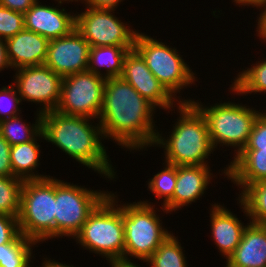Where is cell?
I'll return each mask as SVG.
<instances>
[{
    "label": "cell",
    "mask_w": 266,
    "mask_h": 267,
    "mask_svg": "<svg viewBox=\"0 0 266 267\" xmlns=\"http://www.w3.org/2000/svg\"><path fill=\"white\" fill-rule=\"evenodd\" d=\"M155 110L121 76L106 79L98 118L104 139L115 140L117 145L130 151L152 147L158 133L153 120Z\"/></svg>",
    "instance_id": "1"
},
{
    "label": "cell",
    "mask_w": 266,
    "mask_h": 267,
    "mask_svg": "<svg viewBox=\"0 0 266 267\" xmlns=\"http://www.w3.org/2000/svg\"><path fill=\"white\" fill-rule=\"evenodd\" d=\"M94 119L59 113L56 110L42 114V132L47 142L60 148L66 155L113 180L116 172L102 144L104 137L100 123ZM110 160V161H109Z\"/></svg>",
    "instance_id": "2"
},
{
    "label": "cell",
    "mask_w": 266,
    "mask_h": 267,
    "mask_svg": "<svg viewBox=\"0 0 266 267\" xmlns=\"http://www.w3.org/2000/svg\"><path fill=\"white\" fill-rule=\"evenodd\" d=\"M179 118L169 137L158 131L153 147L164 148L166 163L176 166L208 165L213 147L204 115L193 103H176ZM207 162V163H206Z\"/></svg>",
    "instance_id": "3"
},
{
    "label": "cell",
    "mask_w": 266,
    "mask_h": 267,
    "mask_svg": "<svg viewBox=\"0 0 266 267\" xmlns=\"http://www.w3.org/2000/svg\"><path fill=\"white\" fill-rule=\"evenodd\" d=\"M74 239L83 249L106 257L108 262L124 260V223L117 195L109 193Z\"/></svg>",
    "instance_id": "4"
},
{
    "label": "cell",
    "mask_w": 266,
    "mask_h": 267,
    "mask_svg": "<svg viewBox=\"0 0 266 267\" xmlns=\"http://www.w3.org/2000/svg\"><path fill=\"white\" fill-rule=\"evenodd\" d=\"M55 177L25 180L17 217L20 233L38 243L55 238Z\"/></svg>",
    "instance_id": "5"
},
{
    "label": "cell",
    "mask_w": 266,
    "mask_h": 267,
    "mask_svg": "<svg viewBox=\"0 0 266 267\" xmlns=\"http://www.w3.org/2000/svg\"><path fill=\"white\" fill-rule=\"evenodd\" d=\"M192 103L206 119L213 147L218 148L219 144V147L232 146L231 148L235 149L234 157L246 146L254 123L261 113L253 107L230 101L209 105L210 107L194 100Z\"/></svg>",
    "instance_id": "6"
},
{
    "label": "cell",
    "mask_w": 266,
    "mask_h": 267,
    "mask_svg": "<svg viewBox=\"0 0 266 267\" xmlns=\"http://www.w3.org/2000/svg\"><path fill=\"white\" fill-rule=\"evenodd\" d=\"M154 207L155 203L153 205L147 200L121 204L125 238L124 261H131L130 258L135 257L146 262L171 234L164 229Z\"/></svg>",
    "instance_id": "7"
},
{
    "label": "cell",
    "mask_w": 266,
    "mask_h": 267,
    "mask_svg": "<svg viewBox=\"0 0 266 267\" xmlns=\"http://www.w3.org/2000/svg\"><path fill=\"white\" fill-rule=\"evenodd\" d=\"M134 49L145 60L149 70L166 90L175 99H178L179 103H192L193 99L185 100L176 95L180 94L184 87L187 88L194 84L197 78L180 53L178 54L176 48L169 47L156 38L153 39L145 33L138 32Z\"/></svg>",
    "instance_id": "8"
},
{
    "label": "cell",
    "mask_w": 266,
    "mask_h": 267,
    "mask_svg": "<svg viewBox=\"0 0 266 267\" xmlns=\"http://www.w3.org/2000/svg\"><path fill=\"white\" fill-rule=\"evenodd\" d=\"M109 193L55 178V238H74L88 216Z\"/></svg>",
    "instance_id": "9"
},
{
    "label": "cell",
    "mask_w": 266,
    "mask_h": 267,
    "mask_svg": "<svg viewBox=\"0 0 266 267\" xmlns=\"http://www.w3.org/2000/svg\"><path fill=\"white\" fill-rule=\"evenodd\" d=\"M106 79L90 71L62 77L59 113L98 119L104 97Z\"/></svg>",
    "instance_id": "10"
},
{
    "label": "cell",
    "mask_w": 266,
    "mask_h": 267,
    "mask_svg": "<svg viewBox=\"0 0 266 267\" xmlns=\"http://www.w3.org/2000/svg\"><path fill=\"white\" fill-rule=\"evenodd\" d=\"M115 10L86 7L84 12L76 13L75 29L89 43L90 47L122 46L134 48L139 31L127 26L115 16Z\"/></svg>",
    "instance_id": "11"
},
{
    "label": "cell",
    "mask_w": 266,
    "mask_h": 267,
    "mask_svg": "<svg viewBox=\"0 0 266 267\" xmlns=\"http://www.w3.org/2000/svg\"><path fill=\"white\" fill-rule=\"evenodd\" d=\"M14 83L22 101L43 105L39 113L53 111L60 101L62 77L46 65L16 69Z\"/></svg>",
    "instance_id": "12"
},
{
    "label": "cell",
    "mask_w": 266,
    "mask_h": 267,
    "mask_svg": "<svg viewBox=\"0 0 266 267\" xmlns=\"http://www.w3.org/2000/svg\"><path fill=\"white\" fill-rule=\"evenodd\" d=\"M90 45L74 29L70 34L49 40L44 65L61 77L87 71Z\"/></svg>",
    "instance_id": "13"
},
{
    "label": "cell",
    "mask_w": 266,
    "mask_h": 267,
    "mask_svg": "<svg viewBox=\"0 0 266 267\" xmlns=\"http://www.w3.org/2000/svg\"><path fill=\"white\" fill-rule=\"evenodd\" d=\"M121 77L155 108L173 111V104L179 103L149 70L145 60L135 49L126 54Z\"/></svg>",
    "instance_id": "14"
},
{
    "label": "cell",
    "mask_w": 266,
    "mask_h": 267,
    "mask_svg": "<svg viewBox=\"0 0 266 267\" xmlns=\"http://www.w3.org/2000/svg\"><path fill=\"white\" fill-rule=\"evenodd\" d=\"M37 0L32 7L24 13V28L52 40L70 34L76 27V14L59 9L58 2L55 7L42 5ZM72 14V15H71Z\"/></svg>",
    "instance_id": "15"
},
{
    "label": "cell",
    "mask_w": 266,
    "mask_h": 267,
    "mask_svg": "<svg viewBox=\"0 0 266 267\" xmlns=\"http://www.w3.org/2000/svg\"><path fill=\"white\" fill-rule=\"evenodd\" d=\"M209 165L177 166V179L172 199L163 207L167 213L178 211L201 198L211 183ZM212 175V176H211Z\"/></svg>",
    "instance_id": "16"
},
{
    "label": "cell",
    "mask_w": 266,
    "mask_h": 267,
    "mask_svg": "<svg viewBox=\"0 0 266 267\" xmlns=\"http://www.w3.org/2000/svg\"><path fill=\"white\" fill-rule=\"evenodd\" d=\"M6 57L11 69L44 65L49 40L40 34L23 29L5 40Z\"/></svg>",
    "instance_id": "17"
},
{
    "label": "cell",
    "mask_w": 266,
    "mask_h": 267,
    "mask_svg": "<svg viewBox=\"0 0 266 267\" xmlns=\"http://www.w3.org/2000/svg\"><path fill=\"white\" fill-rule=\"evenodd\" d=\"M211 235L220 253L227 259L238 247L247 225L227 207L214 203L210 209Z\"/></svg>",
    "instance_id": "18"
},
{
    "label": "cell",
    "mask_w": 266,
    "mask_h": 267,
    "mask_svg": "<svg viewBox=\"0 0 266 267\" xmlns=\"http://www.w3.org/2000/svg\"><path fill=\"white\" fill-rule=\"evenodd\" d=\"M233 158L222 175L225 174L242 191L250 184L266 180V148H243Z\"/></svg>",
    "instance_id": "19"
},
{
    "label": "cell",
    "mask_w": 266,
    "mask_h": 267,
    "mask_svg": "<svg viewBox=\"0 0 266 267\" xmlns=\"http://www.w3.org/2000/svg\"><path fill=\"white\" fill-rule=\"evenodd\" d=\"M247 224L225 267H266V224Z\"/></svg>",
    "instance_id": "20"
},
{
    "label": "cell",
    "mask_w": 266,
    "mask_h": 267,
    "mask_svg": "<svg viewBox=\"0 0 266 267\" xmlns=\"http://www.w3.org/2000/svg\"><path fill=\"white\" fill-rule=\"evenodd\" d=\"M45 139L41 131L32 141L11 146L10 162L13 177L25 180H35L49 177V175H39L35 169L40 165V145L37 139ZM35 171V172H33Z\"/></svg>",
    "instance_id": "21"
},
{
    "label": "cell",
    "mask_w": 266,
    "mask_h": 267,
    "mask_svg": "<svg viewBox=\"0 0 266 267\" xmlns=\"http://www.w3.org/2000/svg\"><path fill=\"white\" fill-rule=\"evenodd\" d=\"M134 48L122 46L90 47L88 71L104 79L120 77L123 72V61L126 54ZM101 67L105 69L102 73Z\"/></svg>",
    "instance_id": "22"
},
{
    "label": "cell",
    "mask_w": 266,
    "mask_h": 267,
    "mask_svg": "<svg viewBox=\"0 0 266 267\" xmlns=\"http://www.w3.org/2000/svg\"><path fill=\"white\" fill-rule=\"evenodd\" d=\"M240 192L236 200L249 221L266 224V180L250 184Z\"/></svg>",
    "instance_id": "23"
},
{
    "label": "cell",
    "mask_w": 266,
    "mask_h": 267,
    "mask_svg": "<svg viewBox=\"0 0 266 267\" xmlns=\"http://www.w3.org/2000/svg\"><path fill=\"white\" fill-rule=\"evenodd\" d=\"M36 121L31 125L17 115L0 121V134L11 145L32 141L42 131V114L37 109Z\"/></svg>",
    "instance_id": "24"
},
{
    "label": "cell",
    "mask_w": 266,
    "mask_h": 267,
    "mask_svg": "<svg viewBox=\"0 0 266 267\" xmlns=\"http://www.w3.org/2000/svg\"><path fill=\"white\" fill-rule=\"evenodd\" d=\"M37 243L20 233L11 243L0 245V267H31L32 247Z\"/></svg>",
    "instance_id": "25"
},
{
    "label": "cell",
    "mask_w": 266,
    "mask_h": 267,
    "mask_svg": "<svg viewBox=\"0 0 266 267\" xmlns=\"http://www.w3.org/2000/svg\"><path fill=\"white\" fill-rule=\"evenodd\" d=\"M266 59V58H265ZM258 61L250 68L239 72L230 88L232 93L238 95H248L265 93L266 94V60Z\"/></svg>",
    "instance_id": "26"
},
{
    "label": "cell",
    "mask_w": 266,
    "mask_h": 267,
    "mask_svg": "<svg viewBox=\"0 0 266 267\" xmlns=\"http://www.w3.org/2000/svg\"><path fill=\"white\" fill-rule=\"evenodd\" d=\"M183 248L178 238L171 233L146 263L151 267H188Z\"/></svg>",
    "instance_id": "27"
},
{
    "label": "cell",
    "mask_w": 266,
    "mask_h": 267,
    "mask_svg": "<svg viewBox=\"0 0 266 267\" xmlns=\"http://www.w3.org/2000/svg\"><path fill=\"white\" fill-rule=\"evenodd\" d=\"M163 170L153 175L148 181V189L158 198H162L163 205L160 207L163 212L167 211L163 208L173 197L177 179V166L164 162Z\"/></svg>",
    "instance_id": "28"
},
{
    "label": "cell",
    "mask_w": 266,
    "mask_h": 267,
    "mask_svg": "<svg viewBox=\"0 0 266 267\" xmlns=\"http://www.w3.org/2000/svg\"><path fill=\"white\" fill-rule=\"evenodd\" d=\"M23 180L17 177H0V214L18 217Z\"/></svg>",
    "instance_id": "29"
},
{
    "label": "cell",
    "mask_w": 266,
    "mask_h": 267,
    "mask_svg": "<svg viewBox=\"0 0 266 267\" xmlns=\"http://www.w3.org/2000/svg\"><path fill=\"white\" fill-rule=\"evenodd\" d=\"M24 29V14L0 5V38L8 39Z\"/></svg>",
    "instance_id": "30"
},
{
    "label": "cell",
    "mask_w": 266,
    "mask_h": 267,
    "mask_svg": "<svg viewBox=\"0 0 266 267\" xmlns=\"http://www.w3.org/2000/svg\"><path fill=\"white\" fill-rule=\"evenodd\" d=\"M20 96L15 85L0 88V121L20 115Z\"/></svg>",
    "instance_id": "31"
},
{
    "label": "cell",
    "mask_w": 266,
    "mask_h": 267,
    "mask_svg": "<svg viewBox=\"0 0 266 267\" xmlns=\"http://www.w3.org/2000/svg\"><path fill=\"white\" fill-rule=\"evenodd\" d=\"M244 148H266V112L262 111L252 128L248 142Z\"/></svg>",
    "instance_id": "32"
},
{
    "label": "cell",
    "mask_w": 266,
    "mask_h": 267,
    "mask_svg": "<svg viewBox=\"0 0 266 267\" xmlns=\"http://www.w3.org/2000/svg\"><path fill=\"white\" fill-rule=\"evenodd\" d=\"M19 234L17 217L0 214V245L11 243Z\"/></svg>",
    "instance_id": "33"
},
{
    "label": "cell",
    "mask_w": 266,
    "mask_h": 267,
    "mask_svg": "<svg viewBox=\"0 0 266 267\" xmlns=\"http://www.w3.org/2000/svg\"><path fill=\"white\" fill-rule=\"evenodd\" d=\"M10 149L11 145L0 134V177L13 176Z\"/></svg>",
    "instance_id": "34"
},
{
    "label": "cell",
    "mask_w": 266,
    "mask_h": 267,
    "mask_svg": "<svg viewBox=\"0 0 266 267\" xmlns=\"http://www.w3.org/2000/svg\"><path fill=\"white\" fill-rule=\"evenodd\" d=\"M36 1L37 0H0V5L24 14Z\"/></svg>",
    "instance_id": "35"
},
{
    "label": "cell",
    "mask_w": 266,
    "mask_h": 267,
    "mask_svg": "<svg viewBox=\"0 0 266 267\" xmlns=\"http://www.w3.org/2000/svg\"><path fill=\"white\" fill-rule=\"evenodd\" d=\"M121 1L123 0H82V3L93 9L116 10Z\"/></svg>",
    "instance_id": "36"
},
{
    "label": "cell",
    "mask_w": 266,
    "mask_h": 267,
    "mask_svg": "<svg viewBox=\"0 0 266 267\" xmlns=\"http://www.w3.org/2000/svg\"><path fill=\"white\" fill-rule=\"evenodd\" d=\"M261 14H259L260 16H258L257 20H258V26H256L257 28V36L260 37V39L262 38L263 41L265 42L266 41V7L260 11Z\"/></svg>",
    "instance_id": "37"
},
{
    "label": "cell",
    "mask_w": 266,
    "mask_h": 267,
    "mask_svg": "<svg viewBox=\"0 0 266 267\" xmlns=\"http://www.w3.org/2000/svg\"><path fill=\"white\" fill-rule=\"evenodd\" d=\"M239 7L241 5L245 6H251V7H257L256 9H259V11L263 10L266 7V0H233Z\"/></svg>",
    "instance_id": "38"
},
{
    "label": "cell",
    "mask_w": 266,
    "mask_h": 267,
    "mask_svg": "<svg viewBox=\"0 0 266 267\" xmlns=\"http://www.w3.org/2000/svg\"><path fill=\"white\" fill-rule=\"evenodd\" d=\"M9 63L6 57V43L4 39L0 38V72L5 70L4 68L8 69Z\"/></svg>",
    "instance_id": "39"
},
{
    "label": "cell",
    "mask_w": 266,
    "mask_h": 267,
    "mask_svg": "<svg viewBox=\"0 0 266 267\" xmlns=\"http://www.w3.org/2000/svg\"><path fill=\"white\" fill-rule=\"evenodd\" d=\"M111 267H141L140 264L133 263L131 261H124V260H119V261H113L109 262Z\"/></svg>",
    "instance_id": "40"
},
{
    "label": "cell",
    "mask_w": 266,
    "mask_h": 267,
    "mask_svg": "<svg viewBox=\"0 0 266 267\" xmlns=\"http://www.w3.org/2000/svg\"><path fill=\"white\" fill-rule=\"evenodd\" d=\"M45 261L42 263V267H74L73 265H66L60 262H57L56 260H51L48 259L47 257L45 258Z\"/></svg>",
    "instance_id": "41"
},
{
    "label": "cell",
    "mask_w": 266,
    "mask_h": 267,
    "mask_svg": "<svg viewBox=\"0 0 266 267\" xmlns=\"http://www.w3.org/2000/svg\"><path fill=\"white\" fill-rule=\"evenodd\" d=\"M55 1H57V2H62V3H65L66 1V3H69V2H73V1H77V2H79V1H81L82 2V0H55Z\"/></svg>",
    "instance_id": "42"
}]
</instances>
